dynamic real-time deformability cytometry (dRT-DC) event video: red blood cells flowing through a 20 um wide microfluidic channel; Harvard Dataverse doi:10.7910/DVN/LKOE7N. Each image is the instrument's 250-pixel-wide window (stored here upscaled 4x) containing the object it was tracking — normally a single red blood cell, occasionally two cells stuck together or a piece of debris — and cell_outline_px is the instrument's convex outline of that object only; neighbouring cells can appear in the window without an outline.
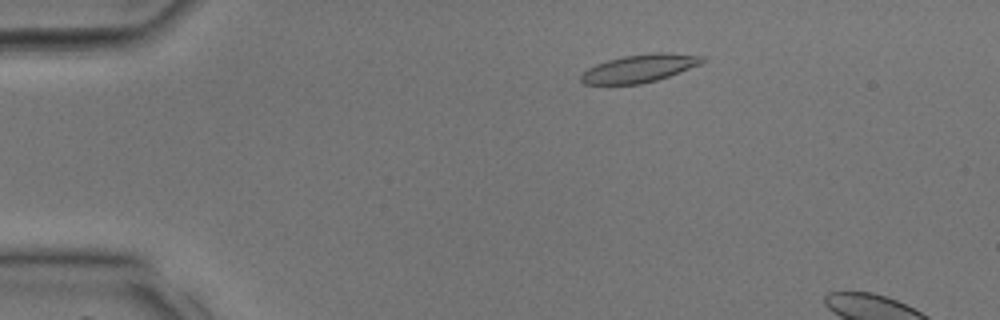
{"species": "common noctule bat (a hibernating species)", "species_latin": "Nyctalus noctula", "temperature_condition": "room temperature", "stored_images_in_passage": 8, "camera_frame_rate_fps": 3000, "um_per_image_px": 0.085, "animal": {"sex": "male", "body_mass_g": 17.9, "forearm_length_mm": 54.2}, "frame": {"image": 1, "passage_image": 5, "time_ms": 1.333, "image_size_px": [1000, 320], "cell_outline_px": [[708, 60], [700, 64], [680, 72], [656, 80], [640, 84], [584, 84], [580, 80], [580, 76], [588, 68], [596, 64], [608, 60], [624, 56], [656, 52], [668, 52], [704, 56]], "centroid_in_image_um": [54.39, 5.8], "position_along_channel_um": 30.6, "area_um2": 19.65}}